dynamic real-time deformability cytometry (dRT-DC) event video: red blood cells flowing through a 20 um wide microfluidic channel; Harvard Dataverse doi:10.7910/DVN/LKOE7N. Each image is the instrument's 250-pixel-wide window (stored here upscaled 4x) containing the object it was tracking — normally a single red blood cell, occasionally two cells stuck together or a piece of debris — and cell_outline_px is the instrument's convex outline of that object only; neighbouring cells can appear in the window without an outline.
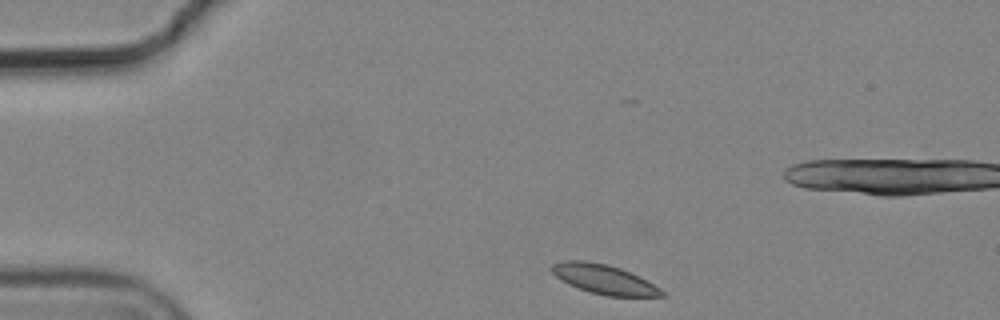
{"species": "common noctule bat (a hibernating species)", "species_latin": "Nyctalus noctula", "temperature_condition": "cold", "stored_images_in_passage": 7, "segment_of_instrument_passage": [1, 2], "camera_frame_rate_fps": 3000, "um_per_image_px": 0.085, "animal": {"sex": "male", "body_mass_g": 19.2, "forearm_length_mm": 51.8}, "frame": {"image": 1, "passage_image": 1, "time_ms": 0.0, "image_size_px": [1000, 320], "cell_outline_px": [[664, 296], [608, 296], [592, 292], [568, 284], [560, 280], [548, 268], [552, 264], [560, 260], [584, 260], [608, 264], [620, 268], [640, 276], [660, 288], [664, 292]], "centroid_in_image_um": [51.3, 23.71], "position_along_channel_um": 33.7, "area_um2": 18.9}}
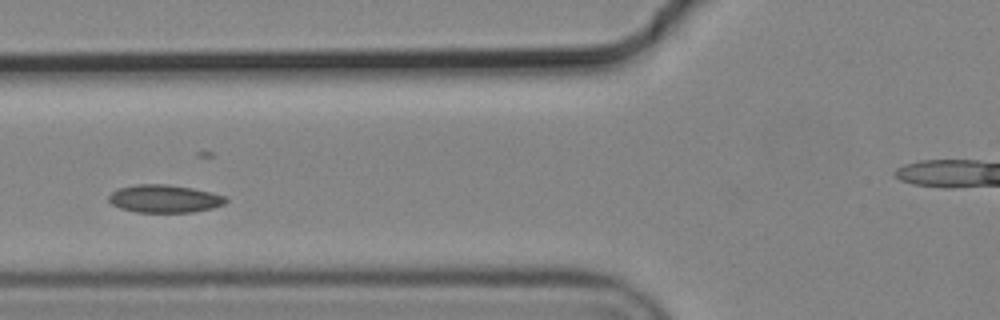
{"frame": {"image": 2, "passage_image": 4, "time_ms": 1.0, "image_size_px": [1000, 320], "cell_outline_px": [[228, 200], [224, 204], [212, 208], [192, 212], [136, 212], [120, 208], [112, 204], [108, 200], [108, 196], [112, 192], [120, 188], [136, 184], [168, 184], [192, 188], [212, 192], [224, 196]], "centroid_in_image_um": [13.98, 16.89], "position_along_channel_um": 111.8, "area_um2": 18.96}}
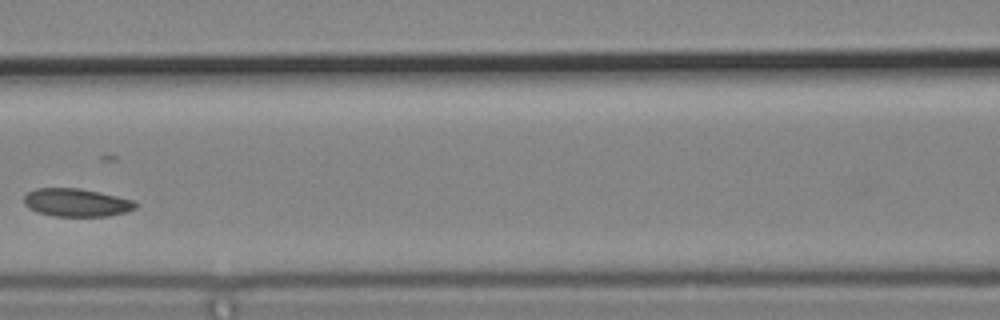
{"frame": {"image": 3, "passage_image": 5, "time_ms": 1.333, "image_size_px": [1000, 320], "cell_outline_px": [[136, 208], [128, 212], [108, 216], [52, 216], [36, 212], [28, 208], [24, 204], [24, 196], [28, 192], [36, 188], [80, 188], [100, 192], [132, 200], [136, 204]], "centroid_in_image_um": [6.47, 17.22], "position_along_channel_um": 160.1, "area_um2": 18.32}}